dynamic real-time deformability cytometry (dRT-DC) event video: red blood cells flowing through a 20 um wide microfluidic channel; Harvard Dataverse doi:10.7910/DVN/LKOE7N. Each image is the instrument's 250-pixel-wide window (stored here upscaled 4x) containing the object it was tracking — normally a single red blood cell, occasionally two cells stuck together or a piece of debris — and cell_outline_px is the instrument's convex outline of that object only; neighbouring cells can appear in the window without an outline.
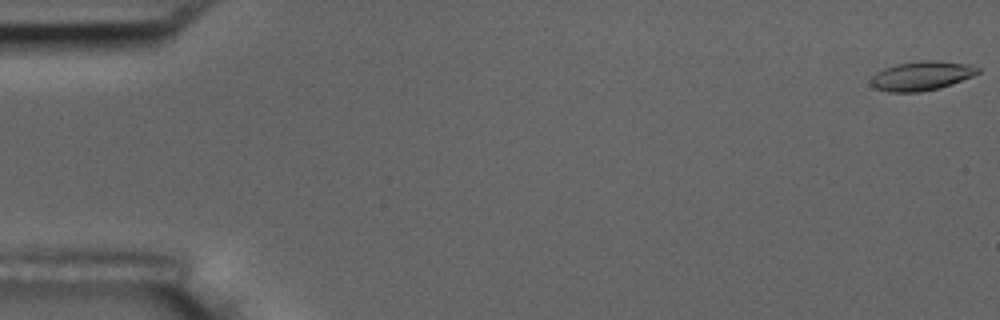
{"species": "common noctule bat (a hibernating species)", "species_latin": "Nyctalus noctula", "temperature_condition": "room temperature", "stored_images_in_passage": 6, "camera_frame_rate_fps": 3000, "um_per_image_px": 0.085, "animal": {"sex": "male", "body_mass_g": 17.5, "forearm_length_mm": 52.3}, "frame": {"image": 1, "passage_image": 1, "time_ms": 0.0, "image_size_px": [1000, 320], "cell_outline_px": [[980, 72], [972, 76], [952, 84], [940, 88], [920, 92], [888, 92], [876, 88], [872, 84], [872, 76], [876, 72], [884, 68], [896, 64], [920, 60], [936, 60], [968, 64], [980, 68]], "centroid_in_image_um": [78.35, 6.44], "position_along_channel_um": 6.7, "area_um2": 18.21}}
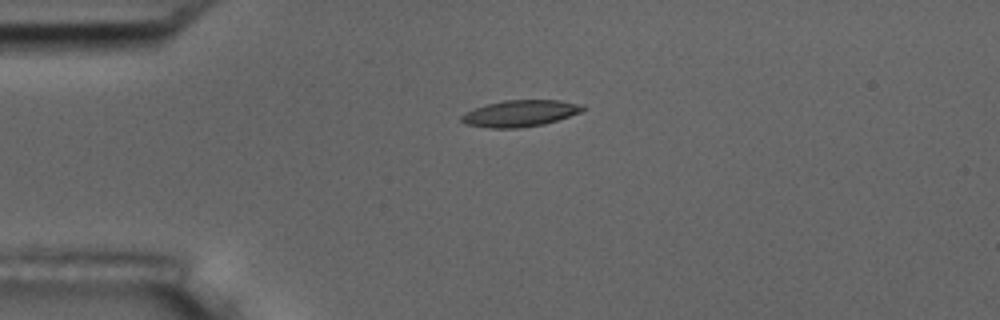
{"frame": {"image": 2, "passage_image": 4, "time_ms": 4.333, "image_size_px": [1000, 320], "cell_outline_px": [[588, 108], [580, 112], [544, 124], [520, 128], [492, 128], [468, 124], [460, 120], [460, 116], [464, 112], [488, 104], [504, 100], [560, 100], [584, 104]], "centroid_in_image_um": [44.25, 9.63], "position_along_channel_um": 40.8, "area_um2": 18.67}}